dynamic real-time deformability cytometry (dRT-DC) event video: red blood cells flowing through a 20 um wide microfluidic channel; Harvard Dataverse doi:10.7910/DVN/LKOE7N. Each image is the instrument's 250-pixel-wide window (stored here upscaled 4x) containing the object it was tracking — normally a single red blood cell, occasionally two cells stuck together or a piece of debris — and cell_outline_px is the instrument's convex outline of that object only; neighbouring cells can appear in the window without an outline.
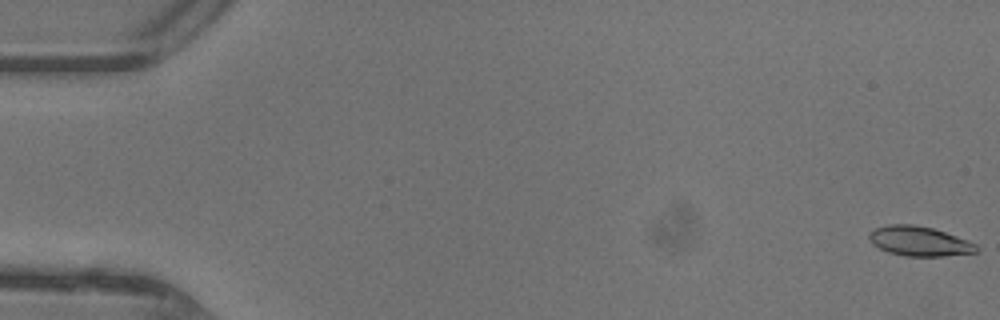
{"species": "common noctule bat (a hibernating species)", "species_latin": "Nyctalus noctula", "temperature_condition": "warm", "stored_images_in_passage": 48, "camera_frame_rate_fps": 3000, "um_per_image_px": 0.085, "animal": {"sex": "female"}, "frame": {"image": 1, "passage_image": 1, "time_ms": 0.0, "image_size_px": [1000, 320], "cell_outline_px": [[980, 248], [976, 252], [944, 256], [904, 256], [888, 252], [872, 244], [868, 236], [868, 232], [876, 228], [888, 224], [912, 224], [932, 228], [968, 240], [976, 244]], "centroid_in_image_um": [78.13, 20.5], "position_along_channel_um": 6.9, "area_um2": 18.55}}
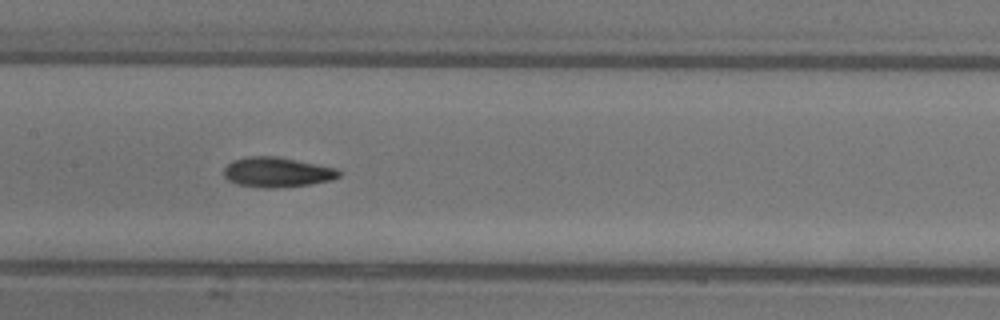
{"frame": {"image": 2, "passage_image": 24, "time_ms": 7.667, "image_size_px": [1000, 320], "cell_outline_px": [[340, 176], [332, 180], [308, 184], [276, 188], [260, 188], [236, 184], [228, 180], [224, 176], [224, 168], [232, 160], [248, 156], [276, 156], [336, 168], [340, 172]], "centroid_in_image_um": [23.51, 14.64], "position_along_channel_um": 183.9, "area_um2": 20.06}}
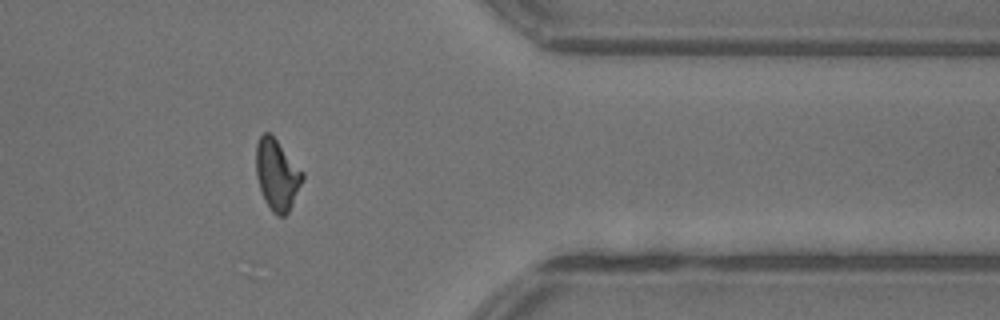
{"frame": {"image": 3, "passage_image": 39, "time_ms": 12.667, "image_size_px": [1000, 320], "cell_outline_px": [[304, 180], [288, 212], [284, 216], [276, 216], [272, 212], [264, 200], [256, 176], [256, 144], [260, 136], [264, 132], [268, 132], [276, 140], [304, 172]], "centroid_in_image_um": [23.55, 14.87], "position_along_channel_um": 387.9, "area_um2": 19.13}, "authors_computed_cell_mechanics": {"area_um2": 19.074, "velocity_mm_per_s": 4.4382, "shape_relaxation_time_tau1_ms": 6.6595, "shape_relaxation_time_tau2_ms": 2.8893, "deformation_change_tau1": 0.2218, "deformation_change_tau2": 0.1097}}